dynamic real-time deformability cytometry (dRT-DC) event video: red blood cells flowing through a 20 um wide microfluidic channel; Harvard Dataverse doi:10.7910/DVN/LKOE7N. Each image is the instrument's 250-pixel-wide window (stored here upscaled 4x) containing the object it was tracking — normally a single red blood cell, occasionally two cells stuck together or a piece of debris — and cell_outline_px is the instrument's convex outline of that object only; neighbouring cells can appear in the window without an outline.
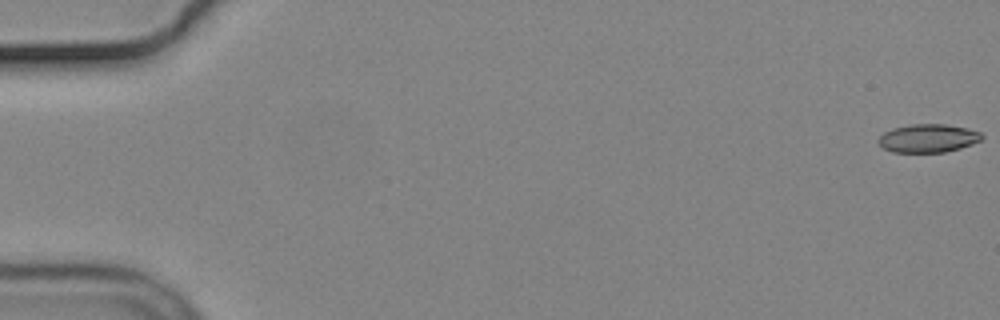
{"species": "common noctule bat (a hibernating species)", "species_latin": "Nyctalus noctula", "temperature_condition": "cold", "stored_images_in_passage": 56, "camera_frame_rate_fps": 3000, "um_per_image_px": 0.085, "animal": {"sex": "male", "body_mass_g": 19.2, "forearm_length_mm": 51.8}, "frame": {"image": 1, "passage_image": 1, "time_ms": 0.0, "image_size_px": [1000, 320], "cell_outline_px": [[984, 136], [980, 140], [972, 144], [960, 148], [944, 152], [892, 152], [884, 148], [876, 140], [884, 132], [892, 128], [912, 124], [944, 124], [968, 128], [980, 132]], "centroid_in_image_um": [78.88, 11.74], "position_along_channel_um": 6.1, "area_um2": 17.05}}
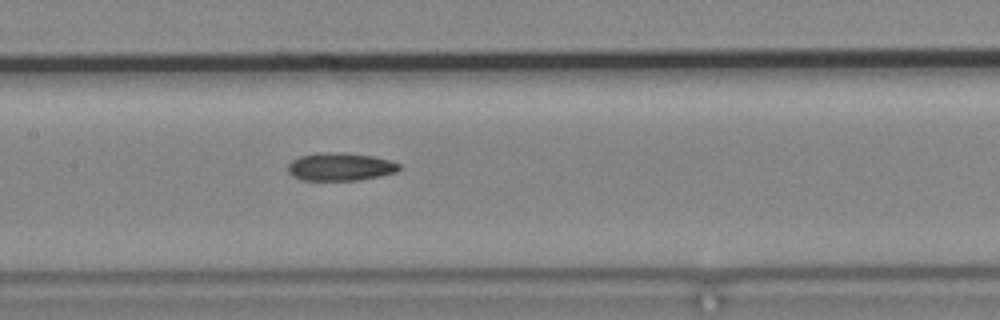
{"frame": {"image": 2, "passage_image": 28, "time_ms": 9.0, "image_size_px": [1000, 320], "cell_outline_px": [[400, 168], [396, 172], [380, 176], [360, 180], [304, 180], [292, 176], [288, 172], [288, 164], [292, 160], [300, 156], [324, 152], [340, 152], [372, 156], [388, 160], [400, 164]], "centroid_in_image_um": [28.91, 14.18], "position_along_channel_um": 178.5, "area_um2": 18.03}}
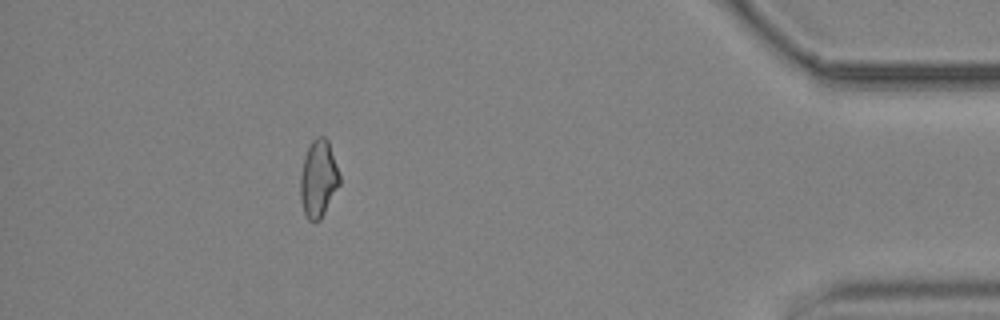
{"frame": {"image": 3, "passage_image": 51, "time_ms": 16.667, "image_size_px": [1000, 320], "cell_outline_px": [[340, 184], [320, 220], [308, 220], [304, 212], [300, 200], [300, 176], [304, 156], [312, 140], [316, 136], [324, 136], [328, 140], [340, 176]], "centroid_in_image_um": [27.05, 15.18], "position_along_channel_um": 408.1, "area_um2": 17.57}}